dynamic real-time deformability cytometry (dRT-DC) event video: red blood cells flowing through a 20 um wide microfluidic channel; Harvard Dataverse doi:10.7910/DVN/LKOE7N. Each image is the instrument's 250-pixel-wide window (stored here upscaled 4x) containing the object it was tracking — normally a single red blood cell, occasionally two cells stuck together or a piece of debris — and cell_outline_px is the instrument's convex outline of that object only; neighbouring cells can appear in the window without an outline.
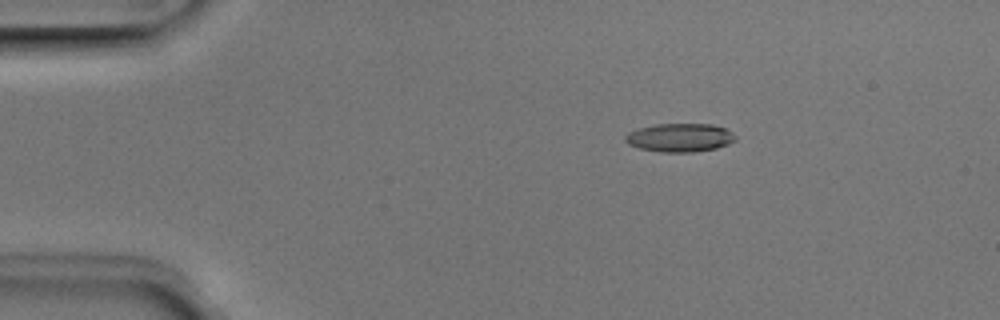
{"species": "Egyptian fruit bat (a non-hibernating species)", "species_latin": "Rousettus aegyptiacus", "temperature_condition": "room temperature", "stored_images_in_passage": 7, "camera_frame_rate_fps": 3000, "um_per_image_px": 0.085, "animal": {"sex": "male"}, "frame": {"image": 1, "passage_image": 2, "time_ms": 0.333, "image_size_px": [1000, 320], "cell_outline_px": [[736, 140], [728, 144], [716, 148], [692, 152], [660, 152], [640, 148], [628, 144], [624, 140], [624, 136], [628, 132], [640, 128], [656, 124], [712, 124], [724, 128], [732, 132], [736, 136]], "centroid_in_image_um": [57.78, 11.7], "position_along_channel_um": 27.2, "area_um2": 18.26}}
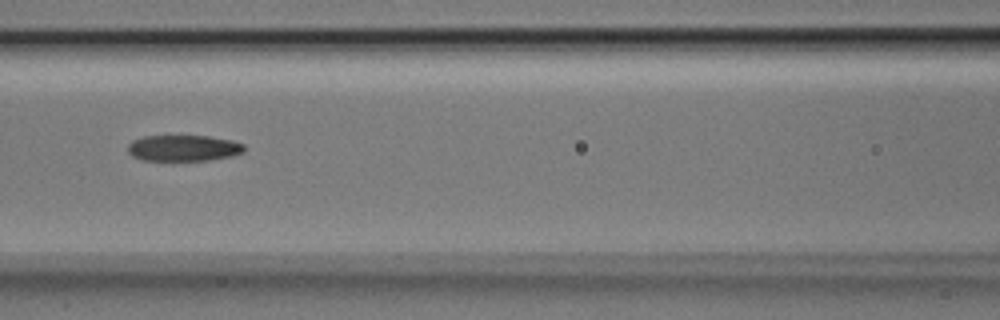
{"frame": {"image": 2, "passage_image": 6, "time_ms": 1.667, "image_size_px": [1000, 320], "cell_outline_px": [[244, 152], [232, 156], [208, 160], [144, 160], [132, 156], [128, 152], [128, 144], [132, 140], [144, 136], [208, 136], [232, 140], [244, 144]], "centroid_in_image_um": [15.6, 12.58], "position_along_channel_um": 151.0, "area_um2": 17.69}}
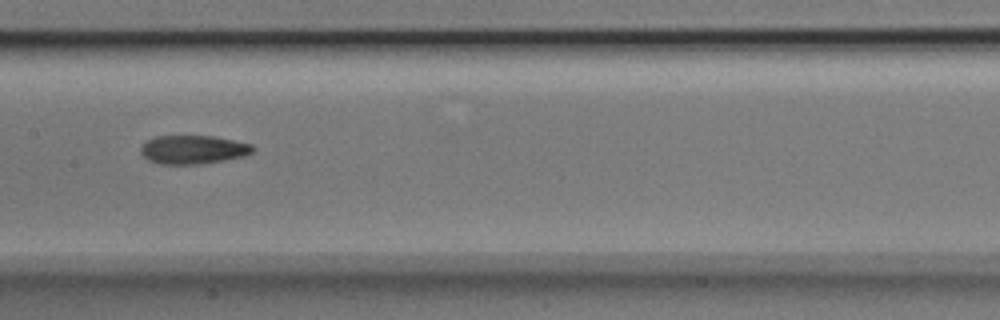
{"frame": {"image": 3, "passage_image": 7, "time_ms": 2.0, "image_size_px": [1000, 320], "cell_outline_px": [[256, 148], [252, 152], [244, 156], [204, 164], [160, 164], [148, 160], [140, 152], [140, 148], [148, 140], [156, 136], [212, 136], [252, 144]], "centroid_in_image_um": [16.43, 12.72], "position_along_channel_um": 191.0, "area_um2": 18.67}}